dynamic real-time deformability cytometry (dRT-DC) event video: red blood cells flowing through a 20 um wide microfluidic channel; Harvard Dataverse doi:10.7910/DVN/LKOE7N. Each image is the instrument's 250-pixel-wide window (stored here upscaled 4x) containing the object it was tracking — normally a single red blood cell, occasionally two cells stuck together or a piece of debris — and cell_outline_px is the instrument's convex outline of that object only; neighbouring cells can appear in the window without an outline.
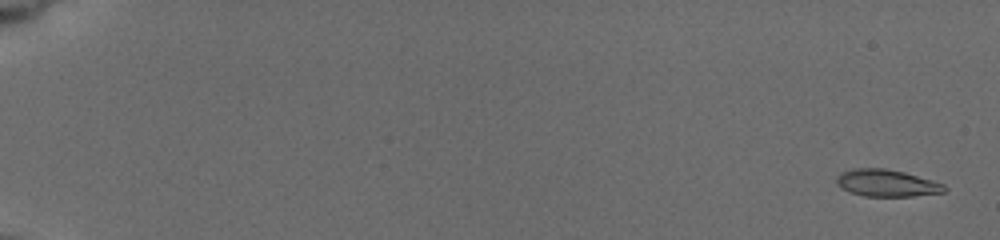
{"species": "common noctule bat (a hibernating species)", "species_latin": "Nyctalus noctula", "temperature_condition": "cold", "stored_images_in_passage": 23, "camera_frame_rate_fps": 3000, "um_per_image_px": 0.085, "animal": {"sex": "female", "body_mass_g": 19.5, "forearm_length_mm": 54.1}, "frame": {"image": 1, "passage_image": 1, "time_ms": 0.0, "image_size_px": [1000, 240], "cell_outline_px": [[948, 188], [944, 192], [912, 196], [864, 196], [848, 192], [836, 184], [836, 176], [840, 172], [852, 168], [884, 168], [904, 172], [932, 180], [944, 184]], "centroid_in_image_um": [75.33, 15.55], "position_along_channel_um": 9.7, "area_um2": 17.11}}
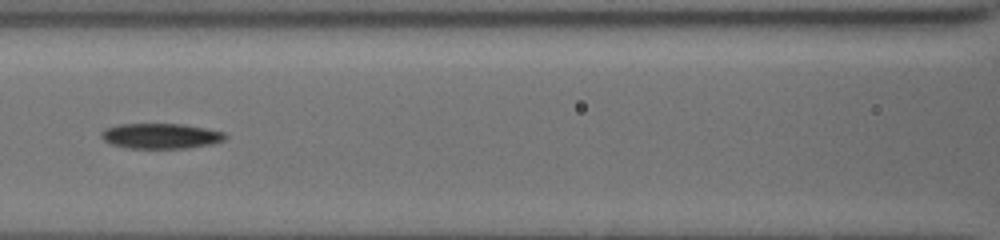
{"frame": {"image": 2, "passage_image": 15, "time_ms": 9.0, "image_size_px": [1000, 240], "cell_outline_px": [[228, 136], [224, 140], [212, 144], [188, 148], [124, 148], [112, 144], [104, 140], [100, 136], [100, 132], [104, 128], [120, 124], [184, 124], [224, 132]], "centroid_in_image_um": [13.65, 11.56], "position_along_channel_um": 153.0, "area_um2": 18.38}}
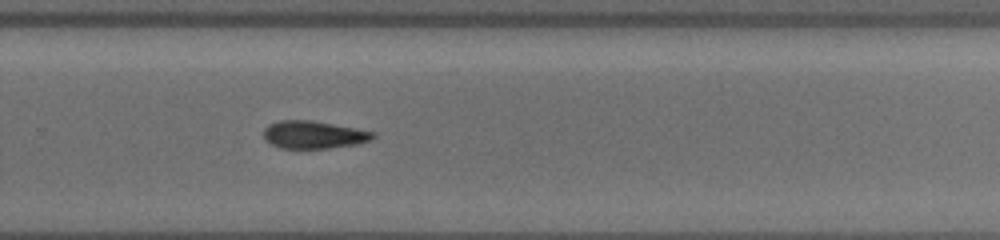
{"frame": {"image": 3, "passage_image": 23, "time_ms": 13.0, "image_size_px": [1000, 240], "cell_outline_px": [[376, 136], [372, 140], [356, 144], [328, 148], [280, 148], [264, 140], [264, 128], [268, 124], [280, 120], [312, 120], [356, 128], [376, 132]], "centroid_in_image_um": [26.67, 11.44], "position_along_channel_um": 303.1, "area_um2": 17.74}}